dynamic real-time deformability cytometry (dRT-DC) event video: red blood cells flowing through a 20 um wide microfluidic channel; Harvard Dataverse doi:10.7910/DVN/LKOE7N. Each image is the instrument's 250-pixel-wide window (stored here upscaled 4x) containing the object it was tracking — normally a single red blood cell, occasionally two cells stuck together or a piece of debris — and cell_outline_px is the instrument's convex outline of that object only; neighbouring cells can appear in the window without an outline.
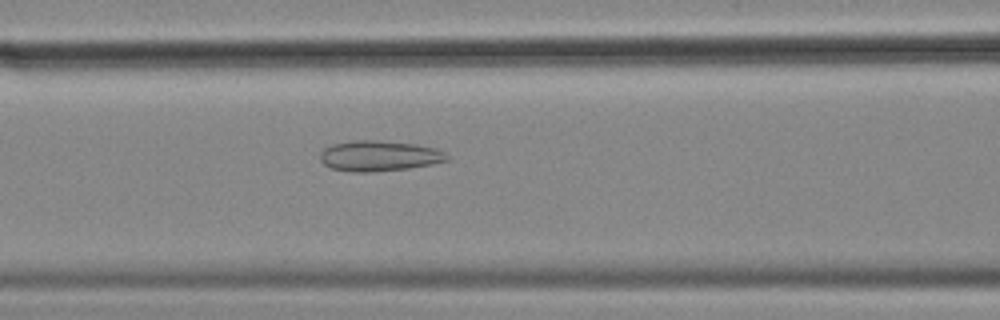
{"species": "common noctule bat (a hibernating species)", "species_latin": "Nyctalus noctula", "temperature_condition": "cold", "stored_images_in_passage": 35, "camera_frame_rate_fps": 3000, "um_per_image_px": 0.085, "animal": {"sex": "female", "body_mass_g": 18.4}, "frame": {"image": 1, "passage_image": 8, "time_ms": 2.333, "image_size_px": [1000, 320], "cell_outline_px": [[452, 160], [432, 164], [408, 168], [368, 172], [352, 172], [332, 168], [324, 164], [320, 160], [320, 152], [324, 148], [332, 144], [356, 140], [376, 140], [416, 144], [436, 148], [444, 152]], "centroid_in_image_um": [32.24, 13.25], "position_along_channel_um": 134.4, "area_um2": 22.6}}
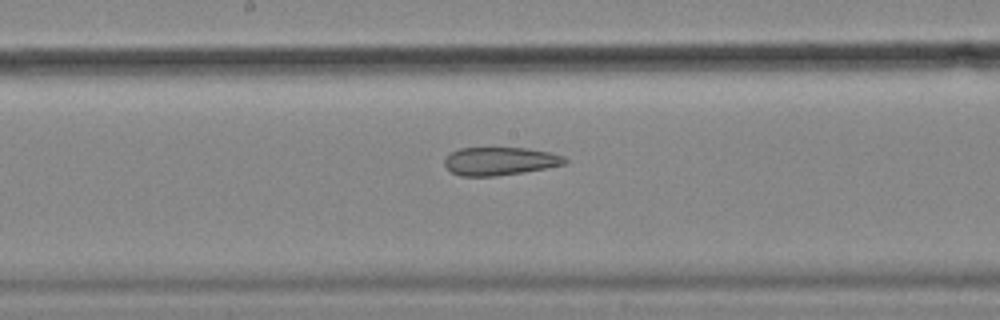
{"frame": {"image": 2, "passage_image": 14, "time_ms": 4.333, "image_size_px": [1000, 320], "cell_outline_px": [[568, 160], [564, 164], [544, 168], [496, 176], [460, 176], [452, 172], [444, 164], [444, 160], [452, 152], [460, 148], [528, 148], [548, 152], [564, 156]], "centroid_in_image_um": [42.48, 13.69], "position_along_channel_um": 205.7, "area_um2": 19.42}}
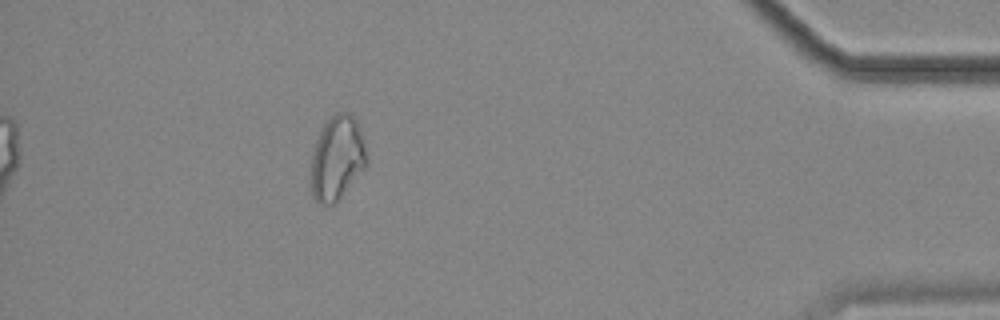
{"frame": {"image": 3, "passage_image": 35, "time_ms": 11.333, "image_size_px": [1000, 320], "cell_outline_px": [[368, 164], [340, 196], [332, 204], [316, 204], [312, 196], [308, 184], [308, 180], [312, 152], [316, 140], [324, 124], [336, 112], [348, 112], [360, 124], [368, 160]], "centroid_in_image_um": [28.61, 13.45], "position_along_channel_um": 406.6, "area_um2": 27.8}, "authors_computed_cell_mechanics": {"area_um2": 21.4438, "velocity_mm_per_s": 3.5777, "shape_relaxation_time_tau1_ms": null, "shape_relaxation_time_tau2_ms": 3.7182, "deformation_change_tau1": null, "deformation_change_tau2": 0.1187}}